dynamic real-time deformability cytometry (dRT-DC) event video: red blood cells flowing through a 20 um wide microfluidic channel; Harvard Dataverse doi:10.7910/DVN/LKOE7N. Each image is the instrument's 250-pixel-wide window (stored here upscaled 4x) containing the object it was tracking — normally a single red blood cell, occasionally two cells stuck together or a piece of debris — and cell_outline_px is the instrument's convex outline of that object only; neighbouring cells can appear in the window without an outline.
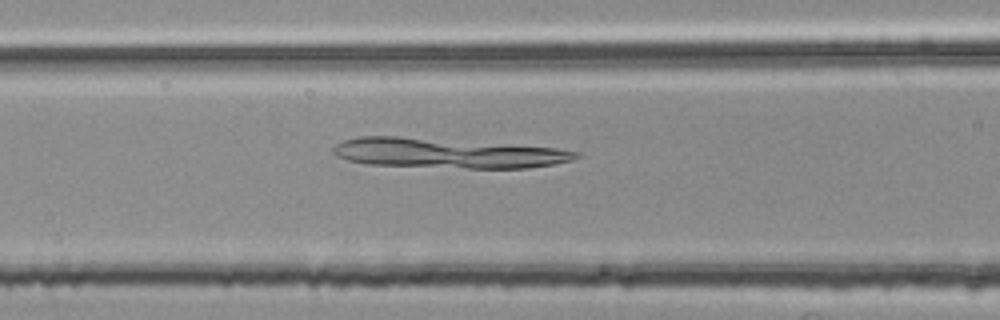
{"species": "common noctule bat (a hibernating species)", "species_latin": "Nyctalus noctula", "temperature_condition": "room temperature", "stored_images_in_passage": 46, "camera_frame_rate_fps": 3000, "um_per_image_px": 0.085, "animal": {"sex": "female", "body_mass_g": 25.1}, "frame": {"image": 1, "passage_image": 14, "time_ms": 4.333, "image_size_px": [1000, 320], "cell_outline_px": [[580, 156], [572, 160], [556, 164], [528, 168], [468, 168], [368, 164], [348, 160], [336, 156], [332, 152], [332, 148], [336, 144], [344, 140], [356, 136], [400, 136], [556, 148], [580, 152]], "centroid_in_image_um": [38.01, 13.01], "position_along_channel_um": 128.6, "area_um2": 42.08}}
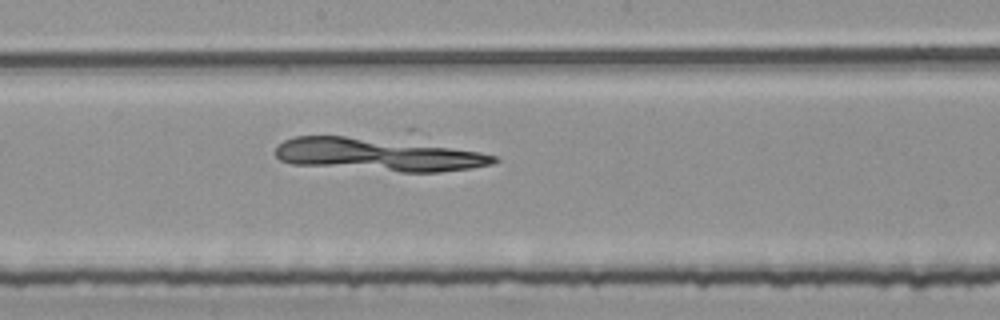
{"frame": {"image": 2, "passage_image": 21, "time_ms": 6.667, "image_size_px": [1000, 320], "cell_outline_px": [[500, 160], [492, 164], [468, 168], [440, 172], [400, 172], [292, 164], [280, 160], [276, 156], [276, 148], [284, 140], [292, 136], [344, 136], [416, 144], [480, 152], [496, 156]], "centroid_in_image_um": [32.05, 13.16], "position_along_channel_um": 216.1, "area_um2": 40.92}}
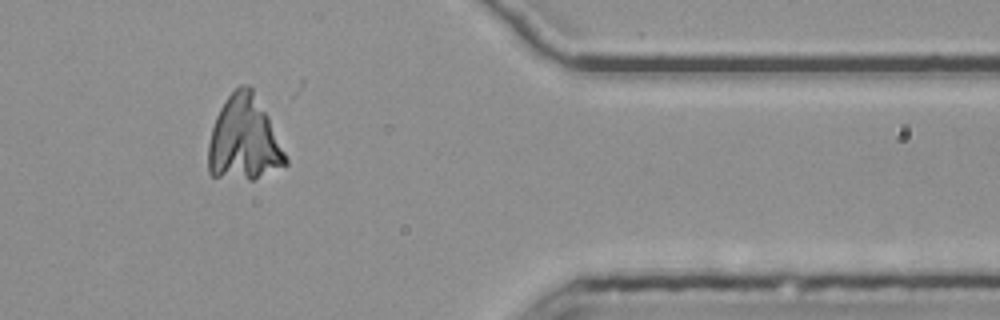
{"frame": {"image": 3, "passage_image": 37, "time_ms": 12.0, "image_size_px": [1000, 320], "cell_outline_px": [[288, 164], [252, 180], [248, 180], [212, 176], [208, 172], [208, 144], [212, 128], [216, 116], [224, 100], [240, 84], [248, 84], [252, 88], [268, 116], [288, 160]], "centroid_in_image_um": [20.72, 11.81], "position_along_channel_um": 390.7, "area_um2": 37.86}}